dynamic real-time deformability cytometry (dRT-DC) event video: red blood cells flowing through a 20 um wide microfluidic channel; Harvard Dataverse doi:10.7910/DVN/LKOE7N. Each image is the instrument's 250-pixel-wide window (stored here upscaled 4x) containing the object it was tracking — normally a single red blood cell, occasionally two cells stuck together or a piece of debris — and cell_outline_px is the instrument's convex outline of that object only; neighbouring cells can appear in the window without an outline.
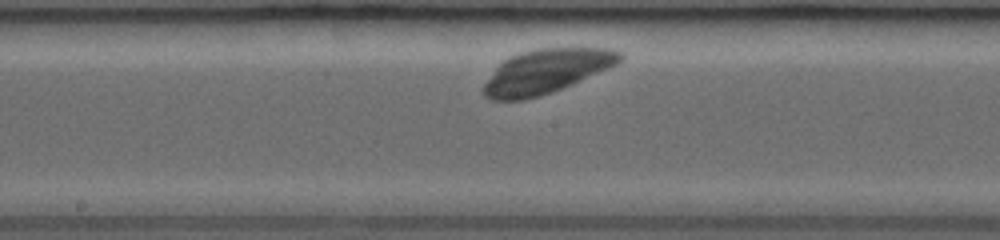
{"species": "common noctule bat (a hibernating species)", "species_latin": "Nyctalus noctula", "temperature_condition": "room temperature", "stored_images_in_passage": 11, "camera_frame_rate_fps": 3000, "um_per_image_px": 0.085, "animal": {"sex": "female", "body_mass_g": 19.0, "forearm_length_mm": 53.3}, "frame": {"image": 1, "passage_image": 8, "time_ms": 3.333, "image_size_px": [1000, 240], "cell_outline_px": [[624, 60], [620, 64], [552, 92], [524, 100], [492, 100], [484, 96], [484, 84], [496, 68], [508, 56], [520, 52], [536, 48], [608, 48], [624, 52]], "centroid_in_image_um": [46.49, 6.04], "position_along_channel_um": 201.7, "area_um2": 35.14}}